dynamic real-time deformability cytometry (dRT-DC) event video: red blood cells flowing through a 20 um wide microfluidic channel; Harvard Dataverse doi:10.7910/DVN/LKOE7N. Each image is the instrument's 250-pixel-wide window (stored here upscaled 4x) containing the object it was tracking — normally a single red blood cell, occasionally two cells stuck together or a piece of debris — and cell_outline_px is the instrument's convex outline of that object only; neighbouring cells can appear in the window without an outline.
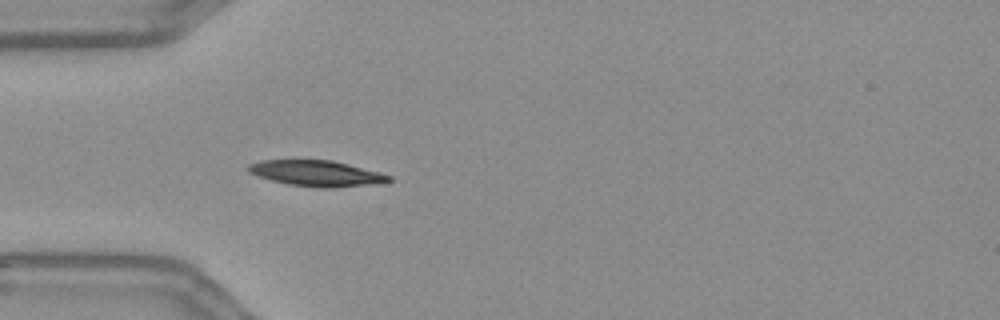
{"species": "Egyptian fruit bat (a non-hibernating species)", "species_latin": "Rousettus aegyptiacus", "temperature_condition": "warm", "stored_images_in_passage": 40, "camera_frame_rate_fps": 3000, "um_per_image_px": 0.085, "frame": {"image": 1, "passage_image": 1, "time_ms": 0.0, "image_size_px": [1000, 320], "cell_outline_px": [[392, 180], [380, 184], [332, 188], [316, 188], [288, 184], [256, 176], [248, 172], [244, 168], [248, 164], [260, 160], [332, 160], [380, 172], [392, 176]], "centroid_in_image_um": [26.9, 14.74], "position_along_channel_um": 58.1, "area_um2": 21.5}}
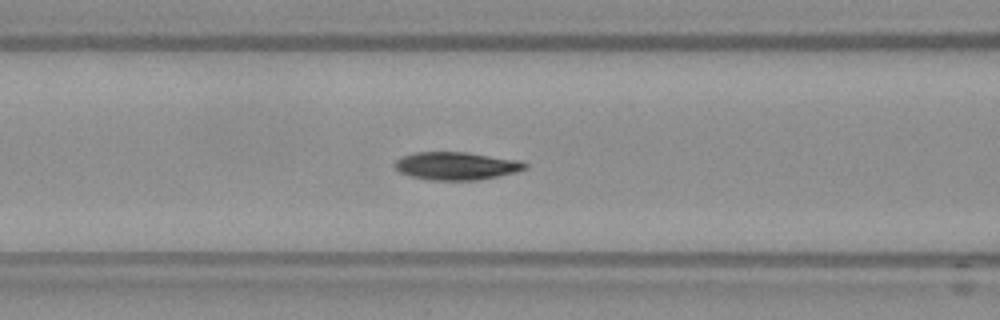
{"frame": {"image": 2, "passage_image": 7, "time_ms": 2.0, "image_size_px": [1000, 320], "cell_outline_px": [[528, 168], [516, 172], [476, 180], [432, 180], [412, 176], [400, 172], [392, 164], [400, 156], [412, 152], [468, 152], [520, 160], [528, 164]], "centroid_in_image_um": [38.78, 14.08], "position_along_channel_um": 127.8, "area_um2": 21.27}}
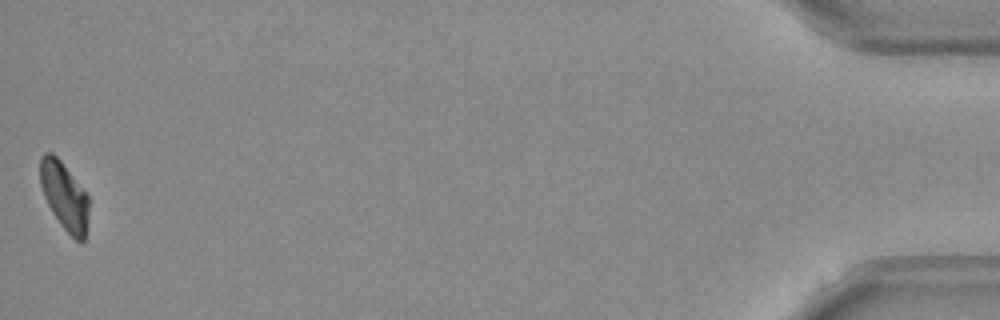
{"frame": {"image": 3, "passage_image": 40, "time_ms": 13.0, "image_size_px": [1000, 320], "cell_outline_px": [[88, 220], [84, 240], [80, 244], [60, 224], [52, 212], [44, 196], [40, 184], [40, 156], [44, 152], [52, 152], [60, 160], [88, 192]], "centroid_in_image_um": [5.48, 16.64], "position_along_channel_um": 429.7, "area_um2": 19.48}, "authors_computed_cell_mechanics": {"area_um2": 21.0681, "velocity_mm_per_s": 3.6376, "shape_relaxation_time_tau1_ms": 9.247, "shape_relaxation_time_tau2_ms": null, "deformation_change_tau1": 0.2144, "deformation_change_tau2": null}}